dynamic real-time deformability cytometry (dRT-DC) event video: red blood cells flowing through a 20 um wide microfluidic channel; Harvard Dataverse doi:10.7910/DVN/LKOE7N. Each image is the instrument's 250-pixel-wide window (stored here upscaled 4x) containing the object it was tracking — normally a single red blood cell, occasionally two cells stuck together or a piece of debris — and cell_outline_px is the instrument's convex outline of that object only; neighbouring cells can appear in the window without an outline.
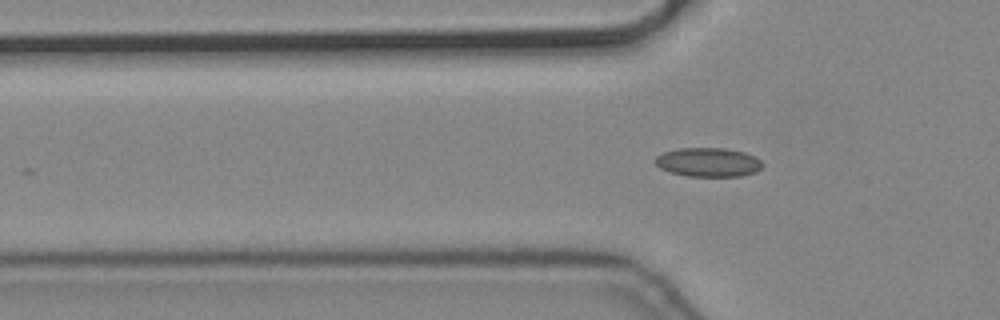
{"species": "common noctule bat (a hibernating species)", "species_latin": "Nyctalus noctula", "temperature_condition": "cold", "stored_images_in_passage": 5, "camera_frame_rate_fps": 3000, "um_per_image_px": 0.085, "animal": {"sex": "male", "body_mass_g": 19.2, "forearm_length_mm": 51.8}, "frame": {"image": 1, "passage_image": 5, "time_ms": 1.333, "image_size_px": [1000, 320], "cell_outline_px": [[764, 164], [756, 172], [740, 176], [688, 176], [668, 172], [660, 168], [652, 160], [656, 156], [664, 152], [676, 148], [728, 148], [744, 152], [756, 156]], "centroid_in_image_um": [60.18, 13.78], "position_along_channel_um": 65.6, "area_um2": 18.38}}